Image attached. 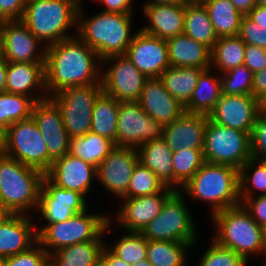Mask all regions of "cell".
<instances>
[{
  "label": "cell",
  "mask_w": 266,
  "mask_h": 266,
  "mask_svg": "<svg viewBox=\"0 0 266 266\" xmlns=\"http://www.w3.org/2000/svg\"><path fill=\"white\" fill-rule=\"evenodd\" d=\"M44 50V92L52 90L55 94L68 87L102 84L99 69L94 64V60L100 58L80 37H69L46 46Z\"/></svg>",
  "instance_id": "obj_1"
},
{
  "label": "cell",
  "mask_w": 266,
  "mask_h": 266,
  "mask_svg": "<svg viewBox=\"0 0 266 266\" xmlns=\"http://www.w3.org/2000/svg\"><path fill=\"white\" fill-rule=\"evenodd\" d=\"M131 15L103 11L83 21L82 9L78 10L79 37L97 52L100 62L106 57L125 55L134 37L130 35Z\"/></svg>",
  "instance_id": "obj_2"
},
{
  "label": "cell",
  "mask_w": 266,
  "mask_h": 266,
  "mask_svg": "<svg viewBox=\"0 0 266 266\" xmlns=\"http://www.w3.org/2000/svg\"><path fill=\"white\" fill-rule=\"evenodd\" d=\"M239 169L225 164L205 162L183 189L213 206V215L224 209L241 204Z\"/></svg>",
  "instance_id": "obj_3"
},
{
  "label": "cell",
  "mask_w": 266,
  "mask_h": 266,
  "mask_svg": "<svg viewBox=\"0 0 266 266\" xmlns=\"http://www.w3.org/2000/svg\"><path fill=\"white\" fill-rule=\"evenodd\" d=\"M45 175L14 158L0 154V207L11 214L37 207Z\"/></svg>",
  "instance_id": "obj_4"
},
{
  "label": "cell",
  "mask_w": 266,
  "mask_h": 266,
  "mask_svg": "<svg viewBox=\"0 0 266 266\" xmlns=\"http://www.w3.org/2000/svg\"><path fill=\"white\" fill-rule=\"evenodd\" d=\"M77 13L73 0H26L21 21L49 46L72 37L65 32L77 23Z\"/></svg>",
  "instance_id": "obj_5"
},
{
  "label": "cell",
  "mask_w": 266,
  "mask_h": 266,
  "mask_svg": "<svg viewBox=\"0 0 266 266\" xmlns=\"http://www.w3.org/2000/svg\"><path fill=\"white\" fill-rule=\"evenodd\" d=\"M217 226L214 241L233 250L246 261L249 254L262 252V228L250 216L244 204L212 215Z\"/></svg>",
  "instance_id": "obj_6"
},
{
  "label": "cell",
  "mask_w": 266,
  "mask_h": 266,
  "mask_svg": "<svg viewBox=\"0 0 266 266\" xmlns=\"http://www.w3.org/2000/svg\"><path fill=\"white\" fill-rule=\"evenodd\" d=\"M110 220L104 215H86V211L75 215L63 222L46 224L45 227L37 229V246L51 254L49 248L57 251L66 246L88 241H101V235L107 230ZM46 246V247H45ZM46 248V249H45Z\"/></svg>",
  "instance_id": "obj_7"
},
{
  "label": "cell",
  "mask_w": 266,
  "mask_h": 266,
  "mask_svg": "<svg viewBox=\"0 0 266 266\" xmlns=\"http://www.w3.org/2000/svg\"><path fill=\"white\" fill-rule=\"evenodd\" d=\"M204 160L240 168L252 157L251 133L231 129L208 118L205 130Z\"/></svg>",
  "instance_id": "obj_8"
},
{
  "label": "cell",
  "mask_w": 266,
  "mask_h": 266,
  "mask_svg": "<svg viewBox=\"0 0 266 266\" xmlns=\"http://www.w3.org/2000/svg\"><path fill=\"white\" fill-rule=\"evenodd\" d=\"M4 154L44 175L54 162L33 117L15 122L6 129Z\"/></svg>",
  "instance_id": "obj_9"
},
{
  "label": "cell",
  "mask_w": 266,
  "mask_h": 266,
  "mask_svg": "<svg viewBox=\"0 0 266 266\" xmlns=\"http://www.w3.org/2000/svg\"><path fill=\"white\" fill-rule=\"evenodd\" d=\"M103 92L102 84L68 87L50 97L60 108L63 123L70 138L90 131L96 99Z\"/></svg>",
  "instance_id": "obj_10"
},
{
  "label": "cell",
  "mask_w": 266,
  "mask_h": 266,
  "mask_svg": "<svg viewBox=\"0 0 266 266\" xmlns=\"http://www.w3.org/2000/svg\"><path fill=\"white\" fill-rule=\"evenodd\" d=\"M179 190L164 204L162 210L141 232L148 241L195 242L193 219Z\"/></svg>",
  "instance_id": "obj_11"
},
{
  "label": "cell",
  "mask_w": 266,
  "mask_h": 266,
  "mask_svg": "<svg viewBox=\"0 0 266 266\" xmlns=\"http://www.w3.org/2000/svg\"><path fill=\"white\" fill-rule=\"evenodd\" d=\"M165 125L148 116L137 101L119 102L117 146L137 147L164 138Z\"/></svg>",
  "instance_id": "obj_12"
},
{
  "label": "cell",
  "mask_w": 266,
  "mask_h": 266,
  "mask_svg": "<svg viewBox=\"0 0 266 266\" xmlns=\"http://www.w3.org/2000/svg\"><path fill=\"white\" fill-rule=\"evenodd\" d=\"M110 60L115 63L100 74L103 92L118 102L138 101L148 78L125 55L106 57L102 62Z\"/></svg>",
  "instance_id": "obj_13"
},
{
  "label": "cell",
  "mask_w": 266,
  "mask_h": 266,
  "mask_svg": "<svg viewBox=\"0 0 266 266\" xmlns=\"http://www.w3.org/2000/svg\"><path fill=\"white\" fill-rule=\"evenodd\" d=\"M86 199L84 195L73 190L63 189L43 177L37 209L42 219L49 222H63L75 215L85 212Z\"/></svg>",
  "instance_id": "obj_14"
},
{
  "label": "cell",
  "mask_w": 266,
  "mask_h": 266,
  "mask_svg": "<svg viewBox=\"0 0 266 266\" xmlns=\"http://www.w3.org/2000/svg\"><path fill=\"white\" fill-rule=\"evenodd\" d=\"M125 56L147 78H158L171 66L166 40L143 30L134 35Z\"/></svg>",
  "instance_id": "obj_15"
},
{
  "label": "cell",
  "mask_w": 266,
  "mask_h": 266,
  "mask_svg": "<svg viewBox=\"0 0 266 266\" xmlns=\"http://www.w3.org/2000/svg\"><path fill=\"white\" fill-rule=\"evenodd\" d=\"M32 117L45 140L49 157L55 161L68 154L71 138L58 105L50 97L38 101L34 105Z\"/></svg>",
  "instance_id": "obj_16"
},
{
  "label": "cell",
  "mask_w": 266,
  "mask_h": 266,
  "mask_svg": "<svg viewBox=\"0 0 266 266\" xmlns=\"http://www.w3.org/2000/svg\"><path fill=\"white\" fill-rule=\"evenodd\" d=\"M259 114V100L253 95L221 94L220 100L208 115L219 125L252 133Z\"/></svg>",
  "instance_id": "obj_17"
},
{
  "label": "cell",
  "mask_w": 266,
  "mask_h": 266,
  "mask_svg": "<svg viewBox=\"0 0 266 266\" xmlns=\"http://www.w3.org/2000/svg\"><path fill=\"white\" fill-rule=\"evenodd\" d=\"M138 163L136 148L116 146L97 167V178L107 190L123 197Z\"/></svg>",
  "instance_id": "obj_18"
},
{
  "label": "cell",
  "mask_w": 266,
  "mask_h": 266,
  "mask_svg": "<svg viewBox=\"0 0 266 266\" xmlns=\"http://www.w3.org/2000/svg\"><path fill=\"white\" fill-rule=\"evenodd\" d=\"M176 191L166 186L153 195L123 198L125 203L118 215V221L129 232H142L148 223L158 216L166 201Z\"/></svg>",
  "instance_id": "obj_19"
},
{
  "label": "cell",
  "mask_w": 266,
  "mask_h": 266,
  "mask_svg": "<svg viewBox=\"0 0 266 266\" xmlns=\"http://www.w3.org/2000/svg\"><path fill=\"white\" fill-rule=\"evenodd\" d=\"M45 176L60 188L85 195L92 178L97 177V167L68 153L56 159Z\"/></svg>",
  "instance_id": "obj_20"
},
{
  "label": "cell",
  "mask_w": 266,
  "mask_h": 266,
  "mask_svg": "<svg viewBox=\"0 0 266 266\" xmlns=\"http://www.w3.org/2000/svg\"><path fill=\"white\" fill-rule=\"evenodd\" d=\"M137 102L148 116L164 125L185 113L184 106L165 89L159 77L146 80Z\"/></svg>",
  "instance_id": "obj_21"
},
{
  "label": "cell",
  "mask_w": 266,
  "mask_h": 266,
  "mask_svg": "<svg viewBox=\"0 0 266 266\" xmlns=\"http://www.w3.org/2000/svg\"><path fill=\"white\" fill-rule=\"evenodd\" d=\"M40 43L21 20L4 22L3 56L7 62L45 63L46 51L35 54Z\"/></svg>",
  "instance_id": "obj_22"
},
{
  "label": "cell",
  "mask_w": 266,
  "mask_h": 266,
  "mask_svg": "<svg viewBox=\"0 0 266 266\" xmlns=\"http://www.w3.org/2000/svg\"><path fill=\"white\" fill-rule=\"evenodd\" d=\"M208 118V115L185 112L165 125L163 139L172 151L203 149Z\"/></svg>",
  "instance_id": "obj_23"
},
{
  "label": "cell",
  "mask_w": 266,
  "mask_h": 266,
  "mask_svg": "<svg viewBox=\"0 0 266 266\" xmlns=\"http://www.w3.org/2000/svg\"><path fill=\"white\" fill-rule=\"evenodd\" d=\"M144 14L151 23L141 29L145 33L164 40L183 34L185 3L145 5Z\"/></svg>",
  "instance_id": "obj_24"
},
{
  "label": "cell",
  "mask_w": 266,
  "mask_h": 266,
  "mask_svg": "<svg viewBox=\"0 0 266 266\" xmlns=\"http://www.w3.org/2000/svg\"><path fill=\"white\" fill-rule=\"evenodd\" d=\"M32 228L25 214H10L0 225V258L24 252L37 243V231L33 232Z\"/></svg>",
  "instance_id": "obj_25"
},
{
  "label": "cell",
  "mask_w": 266,
  "mask_h": 266,
  "mask_svg": "<svg viewBox=\"0 0 266 266\" xmlns=\"http://www.w3.org/2000/svg\"><path fill=\"white\" fill-rule=\"evenodd\" d=\"M45 89V63H16L7 62L5 91L25 95L36 102L48 98L47 96H33V88ZM37 96V97H36Z\"/></svg>",
  "instance_id": "obj_26"
},
{
  "label": "cell",
  "mask_w": 266,
  "mask_h": 266,
  "mask_svg": "<svg viewBox=\"0 0 266 266\" xmlns=\"http://www.w3.org/2000/svg\"><path fill=\"white\" fill-rule=\"evenodd\" d=\"M169 62L174 67L211 68V49L183 34L166 40Z\"/></svg>",
  "instance_id": "obj_27"
},
{
  "label": "cell",
  "mask_w": 266,
  "mask_h": 266,
  "mask_svg": "<svg viewBox=\"0 0 266 266\" xmlns=\"http://www.w3.org/2000/svg\"><path fill=\"white\" fill-rule=\"evenodd\" d=\"M137 149L139 162L153 171L165 186L173 188V151L166 141H148Z\"/></svg>",
  "instance_id": "obj_28"
},
{
  "label": "cell",
  "mask_w": 266,
  "mask_h": 266,
  "mask_svg": "<svg viewBox=\"0 0 266 266\" xmlns=\"http://www.w3.org/2000/svg\"><path fill=\"white\" fill-rule=\"evenodd\" d=\"M210 69H205L199 75L197 86L190 100L184 105L185 112L209 115L220 100L221 79L212 77Z\"/></svg>",
  "instance_id": "obj_29"
},
{
  "label": "cell",
  "mask_w": 266,
  "mask_h": 266,
  "mask_svg": "<svg viewBox=\"0 0 266 266\" xmlns=\"http://www.w3.org/2000/svg\"><path fill=\"white\" fill-rule=\"evenodd\" d=\"M103 247L102 241L81 242L63 247L49 255V266H94L101 259Z\"/></svg>",
  "instance_id": "obj_30"
},
{
  "label": "cell",
  "mask_w": 266,
  "mask_h": 266,
  "mask_svg": "<svg viewBox=\"0 0 266 266\" xmlns=\"http://www.w3.org/2000/svg\"><path fill=\"white\" fill-rule=\"evenodd\" d=\"M183 33L210 49L219 39L203 3H185Z\"/></svg>",
  "instance_id": "obj_31"
},
{
  "label": "cell",
  "mask_w": 266,
  "mask_h": 266,
  "mask_svg": "<svg viewBox=\"0 0 266 266\" xmlns=\"http://www.w3.org/2000/svg\"><path fill=\"white\" fill-rule=\"evenodd\" d=\"M218 38L238 36L244 16L230 0H203Z\"/></svg>",
  "instance_id": "obj_32"
},
{
  "label": "cell",
  "mask_w": 266,
  "mask_h": 266,
  "mask_svg": "<svg viewBox=\"0 0 266 266\" xmlns=\"http://www.w3.org/2000/svg\"><path fill=\"white\" fill-rule=\"evenodd\" d=\"M115 147L112 140L89 131L70 139L69 154L98 167Z\"/></svg>",
  "instance_id": "obj_33"
},
{
  "label": "cell",
  "mask_w": 266,
  "mask_h": 266,
  "mask_svg": "<svg viewBox=\"0 0 266 266\" xmlns=\"http://www.w3.org/2000/svg\"><path fill=\"white\" fill-rule=\"evenodd\" d=\"M204 70L196 67L170 66L159 78L165 89L184 106L190 100L197 86L199 75Z\"/></svg>",
  "instance_id": "obj_34"
},
{
  "label": "cell",
  "mask_w": 266,
  "mask_h": 266,
  "mask_svg": "<svg viewBox=\"0 0 266 266\" xmlns=\"http://www.w3.org/2000/svg\"><path fill=\"white\" fill-rule=\"evenodd\" d=\"M119 102L104 92L96 99L92 111L90 131L104 136L117 146Z\"/></svg>",
  "instance_id": "obj_35"
},
{
  "label": "cell",
  "mask_w": 266,
  "mask_h": 266,
  "mask_svg": "<svg viewBox=\"0 0 266 266\" xmlns=\"http://www.w3.org/2000/svg\"><path fill=\"white\" fill-rule=\"evenodd\" d=\"M245 42L239 36L220 37L211 49V65L227 72L244 65Z\"/></svg>",
  "instance_id": "obj_36"
},
{
  "label": "cell",
  "mask_w": 266,
  "mask_h": 266,
  "mask_svg": "<svg viewBox=\"0 0 266 266\" xmlns=\"http://www.w3.org/2000/svg\"><path fill=\"white\" fill-rule=\"evenodd\" d=\"M35 103L29 96L0 92V125L8 129L13 123L32 117Z\"/></svg>",
  "instance_id": "obj_37"
},
{
  "label": "cell",
  "mask_w": 266,
  "mask_h": 266,
  "mask_svg": "<svg viewBox=\"0 0 266 266\" xmlns=\"http://www.w3.org/2000/svg\"><path fill=\"white\" fill-rule=\"evenodd\" d=\"M190 243L148 241L147 260L153 266H185V249Z\"/></svg>",
  "instance_id": "obj_38"
},
{
  "label": "cell",
  "mask_w": 266,
  "mask_h": 266,
  "mask_svg": "<svg viewBox=\"0 0 266 266\" xmlns=\"http://www.w3.org/2000/svg\"><path fill=\"white\" fill-rule=\"evenodd\" d=\"M173 189L183 187L205 163L203 149H181L173 151Z\"/></svg>",
  "instance_id": "obj_39"
},
{
  "label": "cell",
  "mask_w": 266,
  "mask_h": 266,
  "mask_svg": "<svg viewBox=\"0 0 266 266\" xmlns=\"http://www.w3.org/2000/svg\"><path fill=\"white\" fill-rule=\"evenodd\" d=\"M165 187L153 171L139 162L131 176L128 190L122 198L153 195L162 191Z\"/></svg>",
  "instance_id": "obj_40"
},
{
  "label": "cell",
  "mask_w": 266,
  "mask_h": 266,
  "mask_svg": "<svg viewBox=\"0 0 266 266\" xmlns=\"http://www.w3.org/2000/svg\"><path fill=\"white\" fill-rule=\"evenodd\" d=\"M128 233V235H122V238L109 250L115 256L133 265L147 259L148 240L141 232Z\"/></svg>",
  "instance_id": "obj_41"
},
{
  "label": "cell",
  "mask_w": 266,
  "mask_h": 266,
  "mask_svg": "<svg viewBox=\"0 0 266 266\" xmlns=\"http://www.w3.org/2000/svg\"><path fill=\"white\" fill-rule=\"evenodd\" d=\"M253 72L245 65L238 66L221 76L222 94L253 95Z\"/></svg>",
  "instance_id": "obj_42"
},
{
  "label": "cell",
  "mask_w": 266,
  "mask_h": 266,
  "mask_svg": "<svg viewBox=\"0 0 266 266\" xmlns=\"http://www.w3.org/2000/svg\"><path fill=\"white\" fill-rule=\"evenodd\" d=\"M213 242L204 253L199 266H246L247 261L242 256Z\"/></svg>",
  "instance_id": "obj_43"
},
{
  "label": "cell",
  "mask_w": 266,
  "mask_h": 266,
  "mask_svg": "<svg viewBox=\"0 0 266 266\" xmlns=\"http://www.w3.org/2000/svg\"><path fill=\"white\" fill-rule=\"evenodd\" d=\"M39 248V249H38ZM31 247L14 256L2 259L1 266H49V254L42 246Z\"/></svg>",
  "instance_id": "obj_44"
},
{
  "label": "cell",
  "mask_w": 266,
  "mask_h": 266,
  "mask_svg": "<svg viewBox=\"0 0 266 266\" xmlns=\"http://www.w3.org/2000/svg\"><path fill=\"white\" fill-rule=\"evenodd\" d=\"M252 187L246 186V184H240V199L244 200L245 209H248L250 216L259 225L266 224V195H260L257 198L252 195ZM247 203V204H246Z\"/></svg>",
  "instance_id": "obj_45"
},
{
  "label": "cell",
  "mask_w": 266,
  "mask_h": 266,
  "mask_svg": "<svg viewBox=\"0 0 266 266\" xmlns=\"http://www.w3.org/2000/svg\"><path fill=\"white\" fill-rule=\"evenodd\" d=\"M258 159L251 157L239 170V181L240 184L249 183L251 181V185L253 188H256L259 191H262V195H266V163L260 159L257 163ZM257 167L252 172L253 175L249 178V174L246 173L248 170L253 168V165Z\"/></svg>",
  "instance_id": "obj_46"
},
{
  "label": "cell",
  "mask_w": 266,
  "mask_h": 266,
  "mask_svg": "<svg viewBox=\"0 0 266 266\" xmlns=\"http://www.w3.org/2000/svg\"><path fill=\"white\" fill-rule=\"evenodd\" d=\"M238 36L245 42V44L256 45L266 49V26L258 25L247 15L242 17Z\"/></svg>",
  "instance_id": "obj_47"
},
{
  "label": "cell",
  "mask_w": 266,
  "mask_h": 266,
  "mask_svg": "<svg viewBox=\"0 0 266 266\" xmlns=\"http://www.w3.org/2000/svg\"><path fill=\"white\" fill-rule=\"evenodd\" d=\"M252 157L263 160L266 157V115L258 114L251 133Z\"/></svg>",
  "instance_id": "obj_48"
},
{
  "label": "cell",
  "mask_w": 266,
  "mask_h": 266,
  "mask_svg": "<svg viewBox=\"0 0 266 266\" xmlns=\"http://www.w3.org/2000/svg\"><path fill=\"white\" fill-rule=\"evenodd\" d=\"M244 65L250 69L253 74L266 68V49L256 45L246 44Z\"/></svg>",
  "instance_id": "obj_49"
},
{
  "label": "cell",
  "mask_w": 266,
  "mask_h": 266,
  "mask_svg": "<svg viewBox=\"0 0 266 266\" xmlns=\"http://www.w3.org/2000/svg\"><path fill=\"white\" fill-rule=\"evenodd\" d=\"M26 0H0V15L5 21L21 20Z\"/></svg>",
  "instance_id": "obj_50"
},
{
  "label": "cell",
  "mask_w": 266,
  "mask_h": 266,
  "mask_svg": "<svg viewBox=\"0 0 266 266\" xmlns=\"http://www.w3.org/2000/svg\"><path fill=\"white\" fill-rule=\"evenodd\" d=\"M106 5L104 12L131 14V0H100Z\"/></svg>",
  "instance_id": "obj_51"
},
{
  "label": "cell",
  "mask_w": 266,
  "mask_h": 266,
  "mask_svg": "<svg viewBox=\"0 0 266 266\" xmlns=\"http://www.w3.org/2000/svg\"><path fill=\"white\" fill-rule=\"evenodd\" d=\"M266 94V68L253 75V96L260 99Z\"/></svg>",
  "instance_id": "obj_52"
},
{
  "label": "cell",
  "mask_w": 266,
  "mask_h": 266,
  "mask_svg": "<svg viewBox=\"0 0 266 266\" xmlns=\"http://www.w3.org/2000/svg\"><path fill=\"white\" fill-rule=\"evenodd\" d=\"M101 259L107 266H131V264L115 256L109 249H104V247L101 252Z\"/></svg>",
  "instance_id": "obj_53"
},
{
  "label": "cell",
  "mask_w": 266,
  "mask_h": 266,
  "mask_svg": "<svg viewBox=\"0 0 266 266\" xmlns=\"http://www.w3.org/2000/svg\"><path fill=\"white\" fill-rule=\"evenodd\" d=\"M247 16L258 25L266 26V6L256 5Z\"/></svg>",
  "instance_id": "obj_54"
},
{
  "label": "cell",
  "mask_w": 266,
  "mask_h": 266,
  "mask_svg": "<svg viewBox=\"0 0 266 266\" xmlns=\"http://www.w3.org/2000/svg\"><path fill=\"white\" fill-rule=\"evenodd\" d=\"M235 8L243 15H247L255 6V0H230Z\"/></svg>",
  "instance_id": "obj_55"
},
{
  "label": "cell",
  "mask_w": 266,
  "mask_h": 266,
  "mask_svg": "<svg viewBox=\"0 0 266 266\" xmlns=\"http://www.w3.org/2000/svg\"><path fill=\"white\" fill-rule=\"evenodd\" d=\"M7 74V61L3 55H0V92L5 91Z\"/></svg>",
  "instance_id": "obj_56"
},
{
  "label": "cell",
  "mask_w": 266,
  "mask_h": 266,
  "mask_svg": "<svg viewBox=\"0 0 266 266\" xmlns=\"http://www.w3.org/2000/svg\"><path fill=\"white\" fill-rule=\"evenodd\" d=\"M6 142V128L0 125V154H4Z\"/></svg>",
  "instance_id": "obj_57"
},
{
  "label": "cell",
  "mask_w": 266,
  "mask_h": 266,
  "mask_svg": "<svg viewBox=\"0 0 266 266\" xmlns=\"http://www.w3.org/2000/svg\"><path fill=\"white\" fill-rule=\"evenodd\" d=\"M259 113L266 115V94L259 99Z\"/></svg>",
  "instance_id": "obj_58"
},
{
  "label": "cell",
  "mask_w": 266,
  "mask_h": 266,
  "mask_svg": "<svg viewBox=\"0 0 266 266\" xmlns=\"http://www.w3.org/2000/svg\"><path fill=\"white\" fill-rule=\"evenodd\" d=\"M170 3H182L180 0H153L151 2H147L145 5L152 4H170Z\"/></svg>",
  "instance_id": "obj_59"
},
{
  "label": "cell",
  "mask_w": 266,
  "mask_h": 266,
  "mask_svg": "<svg viewBox=\"0 0 266 266\" xmlns=\"http://www.w3.org/2000/svg\"><path fill=\"white\" fill-rule=\"evenodd\" d=\"M262 252L266 254V224L262 227Z\"/></svg>",
  "instance_id": "obj_60"
},
{
  "label": "cell",
  "mask_w": 266,
  "mask_h": 266,
  "mask_svg": "<svg viewBox=\"0 0 266 266\" xmlns=\"http://www.w3.org/2000/svg\"><path fill=\"white\" fill-rule=\"evenodd\" d=\"M3 31L4 22H0V55H3Z\"/></svg>",
  "instance_id": "obj_61"
},
{
  "label": "cell",
  "mask_w": 266,
  "mask_h": 266,
  "mask_svg": "<svg viewBox=\"0 0 266 266\" xmlns=\"http://www.w3.org/2000/svg\"><path fill=\"white\" fill-rule=\"evenodd\" d=\"M11 213L0 207V225L5 221V219L10 215Z\"/></svg>",
  "instance_id": "obj_62"
},
{
  "label": "cell",
  "mask_w": 266,
  "mask_h": 266,
  "mask_svg": "<svg viewBox=\"0 0 266 266\" xmlns=\"http://www.w3.org/2000/svg\"><path fill=\"white\" fill-rule=\"evenodd\" d=\"M131 266H153L147 259L139 261Z\"/></svg>",
  "instance_id": "obj_63"
},
{
  "label": "cell",
  "mask_w": 266,
  "mask_h": 266,
  "mask_svg": "<svg viewBox=\"0 0 266 266\" xmlns=\"http://www.w3.org/2000/svg\"><path fill=\"white\" fill-rule=\"evenodd\" d=\"M74 1V4H75V7L77 10H81V1L80 0H73ZM97 1V0H96ZM100 2V0H98Z\"/></svg>",
  "instance_id": "obj_64"
},
{
  "label": "cell",
  "mask_w": 266,
  "mask_h": 266,
  "mask_svg": "<svg viewBox=\"0 0 266 266\" xmlns=\"http://www.w3.org/2000/svg\"><path fill=\"white\" fill-rule=\"evenodd\" d=\"M183 3H202L203 0H180Z\"/></svg>",
  "instance_id": "obj_65"
},
{
  "label": "cell",
  "mask_w": 266,
  "mask_h": 266,
  "mask_svg": "<svg viewBox=\"0 0 266 266\" xmlns=\"http://www.w3.org/2000/svg\"><path fill=\"white\" fill-rule=\"evenodd\" d=\"M255 1H256V5L266 6V0H255Z\"/></svg>",
  "instance_id": "obj_66"
},
{
  "label": "cell",
  "mask_w": 266,
  "mask_h": 266,
  "mask_svg": "<svg viewBox=\"0 0 266 266\" xmlns=\"http://www.w3.org/2000/svg\"><path fill=\"white\" fill-rule=\"evenodd\" d=\"M94 266H107V265L102 259H99V261Z\"/></svg>",
  "instance_id": "obj_67"
},
{
  "label": "cell",
  "mask_w": 266,
  "mask_h": 266,
  "mask_svg": "<svg viewBox=\"0 0 266 266\" xmlns=\"http://www.w3.org/2000/svg\"><path fill=\"white\" fill-rule=\"evenodd\" d=\"M0 22H5V20L0 15Z\"/></svg>",
  "instance_id": "obj_68"
}]
</instances>
